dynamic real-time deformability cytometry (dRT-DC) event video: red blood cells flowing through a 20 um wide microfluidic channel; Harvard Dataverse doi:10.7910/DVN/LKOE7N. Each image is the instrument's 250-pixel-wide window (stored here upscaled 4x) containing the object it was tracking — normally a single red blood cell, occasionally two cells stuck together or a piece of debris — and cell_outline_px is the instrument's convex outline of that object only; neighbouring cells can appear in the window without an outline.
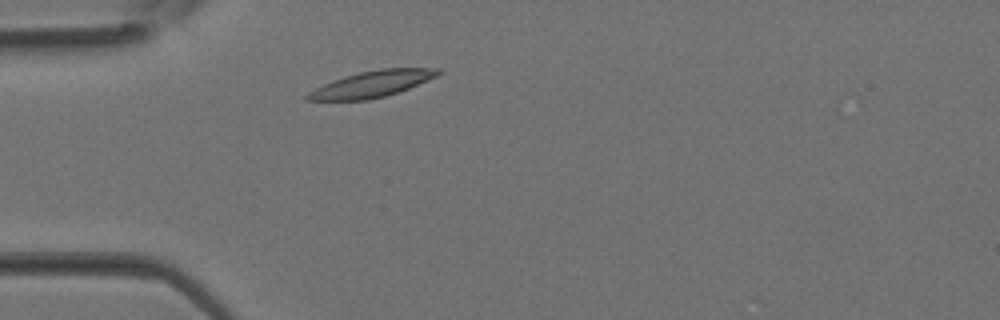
{"species": "Egyptian fruit bat (a non-hibernating species)", "species_latin": "Rousettus aegyptiacus", "temperature_condition": "room temperature", "stored_images_in_passage": 2, "camera_frame_rate_fps": 3000, "um_per_image_px": 0.085, "animal": {"sex": "female"}, "frame": {"image": 1, "passage_image": 2, "time_ms": 0.333, "image_size_px": [1000, 320], "cell_outline_px": [[444, 72], [436, 76], [408, 88], [384, 96], [368, 100], [304, 100], [304, 96], [308, 92], [332, 80], [344, 76], [360, 72], [380, 68], [440, 68]], "centroid_in_image_um": [31.6, 7.13], "position_along_channel_um": 53.4, "area_um2": 19.83}}